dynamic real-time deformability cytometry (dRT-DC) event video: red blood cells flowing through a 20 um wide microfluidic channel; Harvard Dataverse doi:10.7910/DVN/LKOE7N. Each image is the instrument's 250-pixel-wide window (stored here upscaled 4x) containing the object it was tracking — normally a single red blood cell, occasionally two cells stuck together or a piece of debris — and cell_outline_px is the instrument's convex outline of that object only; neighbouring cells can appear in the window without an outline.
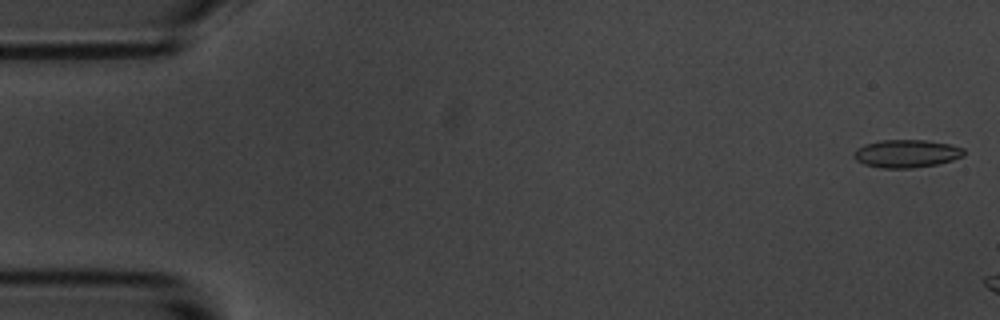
{"species": "common noctule bat (a hibernating species)", "species_latin": "Nyctalus noctula", "temperature_condition": "room temperature", "stored_images_in_passage": 6, "segment_of_instrument_passage": [2, 2], "camera_frame_rate_fps": 3000, "um_per_image_px": 0.085, "animal": {"sex": "male", "body_mass_g": 20.1, "forearm_length_mm": 53.5}, "frame": {"image": 1, "passage_image": 6, "time_ms": 6.333, "image_size_px": [1000, 320], "cell_outline_px": [[964, 156], [952, 160], [936, 164], [912, 168], [880, 168], [864, 164], [856, 160], [852, 156], [852, 152], [856, 148], [864, 144], [880, 140], [924, 140], [948, 144], [964, 148]], "centroid_in_image_um": [77.0, 13.05], "position_along_channel_um": 8.0, "area_um2": 17.98}}